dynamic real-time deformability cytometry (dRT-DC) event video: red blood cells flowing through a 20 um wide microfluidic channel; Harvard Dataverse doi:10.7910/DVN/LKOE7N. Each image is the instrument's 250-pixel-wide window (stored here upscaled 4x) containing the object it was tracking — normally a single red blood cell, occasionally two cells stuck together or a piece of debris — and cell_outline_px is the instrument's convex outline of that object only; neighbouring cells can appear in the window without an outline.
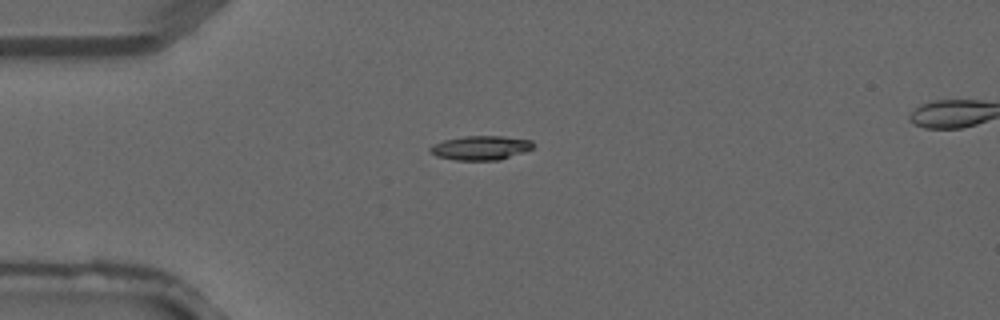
{"species": "common noctule bat (a hibernating species)", "species_latin": "Nyctalus noctula", "temperature_condition": "warm", "stored_images_in_passage": 3, "camera_frame_rate_fps": 3000, "um_per_image_px": 0.085, "animal": {"sex": "male", "forearm_length_mm": 52.5}, "frame": {"image": 1, "passage_image": 2, "time_ms": 0.333, "image_size_px": [1000, 320], "cell_outline_px": [[532, 148], [524, 152], [500, 160], [456, 160], [436, 156], [428, 152], [428, 148], [444, 140], [464, 136], [504, 136], [532, 140]], "centroid_in_image_um": [40.85, 12.57], "position_along_channel_um": 44.2, "area_um2": 14.51}}